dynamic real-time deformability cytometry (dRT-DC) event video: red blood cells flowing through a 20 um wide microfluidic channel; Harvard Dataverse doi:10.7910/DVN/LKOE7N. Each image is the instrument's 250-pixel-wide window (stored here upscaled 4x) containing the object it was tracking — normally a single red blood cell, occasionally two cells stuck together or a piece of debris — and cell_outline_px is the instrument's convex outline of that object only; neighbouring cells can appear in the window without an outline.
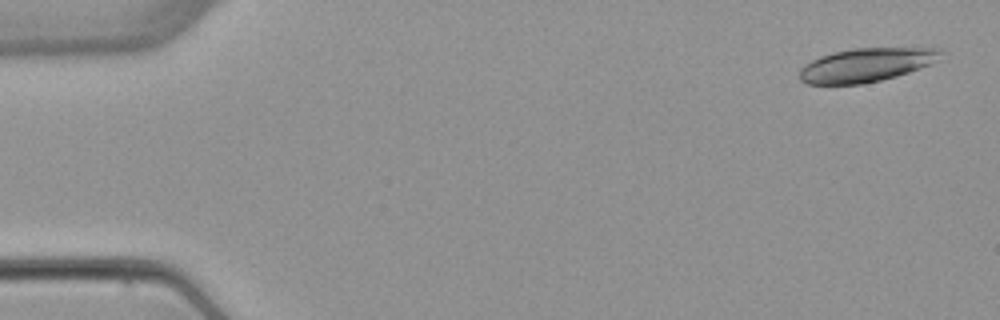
{"species": "common noctule bat (a hibernating species)", "species_latin": "Nyctalus noctula", "temperature_condition": "warm", "stored_images_in_passage": 52, "camera_frame_rate_fps": 3000, "um_per_image_px": 0.085, "animal": {"sex": "female", "body_mass_g": 22.7, "forearm_length_mm": 54.2}, "frame": {"image": 1, "passage_image": 2, "time_ms": 0.333, "image_size_px": [1000, 320], "cell_outline_px": [[944, 52], [940, 60], [932, 64], [896, 76], [880, 80], [860, 84], [808, 84], [800, 80], [800, 68], [804, 64], [820, 56], [852, 48], [936, 48]], "centroid_in_image_um": [73.65, 5.52], "position_along_channel_um": 11.4, "area_um2": 27.69}}
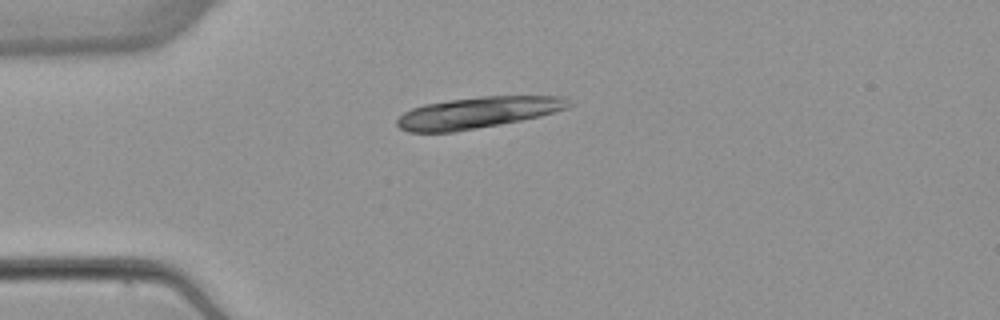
{"frame": {"image": 2, "passage_image": 13, "time_ms": 4.0, "image_size_px": [1000, 320], "cell_outline_px": [[576, 104], [568, 108], [540, 116], [500, 124], [452, 132], [408, 132], [400, 128], [396, 124], [396, 120], [404, 112], [412, 108], [424, 104], [448, 100], [480, 96], [564, 96]], "centroid_in_image_um": [40.64, 9.56], "position_along_channel_um": 44.4, "area_um2": 31.44}, "authors_computed_cell_mechanics": {"area_um2": 29.1601, "velocity_mm_per_s": 3.8595, "shape_relaxation_time_tau1_ms": 5.0361, "shape_relaxation_time_tau2_ms": 5.0206, "deformation_change_tau1": 0.3604, "deformation_change_tau2": 0.1316}}